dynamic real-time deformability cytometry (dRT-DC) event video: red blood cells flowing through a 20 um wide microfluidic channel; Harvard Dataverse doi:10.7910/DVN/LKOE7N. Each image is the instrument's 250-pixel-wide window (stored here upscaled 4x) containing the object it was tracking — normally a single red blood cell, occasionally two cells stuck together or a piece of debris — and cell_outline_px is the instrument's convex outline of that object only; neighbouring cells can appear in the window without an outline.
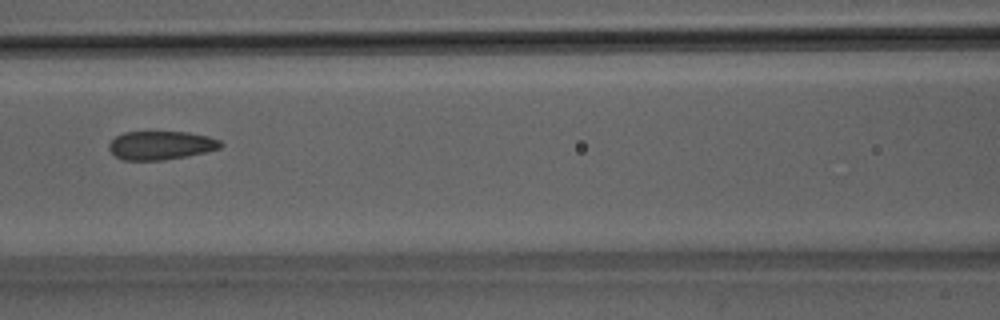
{"species": "Egyptian fruit bat (a non-hibernating species)", "species_latin": "Rousettus aegyptiacus", "temperature_condition": "room temperature", "stored_images_in_passage": 50, "camera_frame_rate_fps": 3000, "um_per_image_px": 0.085, "animal": {"sex": "male"}, "frame": {"image": 1, "passage_image": 23, "time_ms": 7.333, "image_size_px": [1000, 320], "cell_outline_px": [[224, 144], [220, 148], [188, 156], [160, 160], [124, 160], [116, 156], [108, 148], [108, 144], [116, 136], [124, 132], [188, 132], [208, 136], [220, 140]], "centroid_in_image_um": [13.68, 12.35], "position_along_channel_um": 152.9, "area_um2": 18.55}}
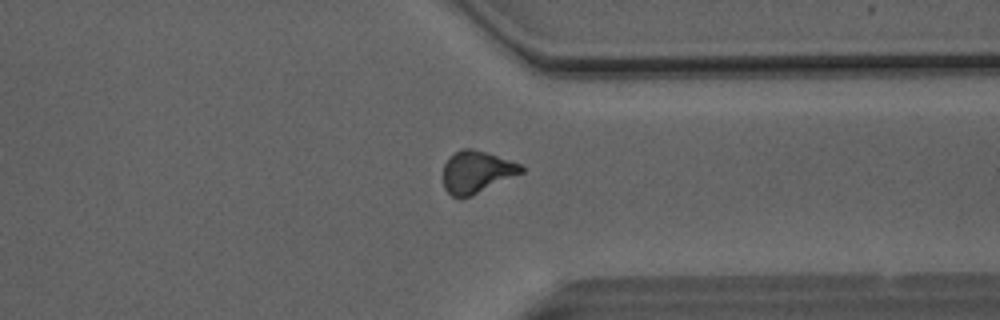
{"frame": {"image": 2, "passage_image": 39, "time_ms": 12.667, "image_size_px": [1000, 320], "cell_outline_px": [[524, 172], [460, 200], [452, 196], [444, 188], [444, 164], [456, 152], [464, 148], [472, 148], [520, 164], [524, 168]], "centroid_in_image_um": [40.49, 14.64], "position_along_channel_um": 370.9, "area_um2": 18.73}}
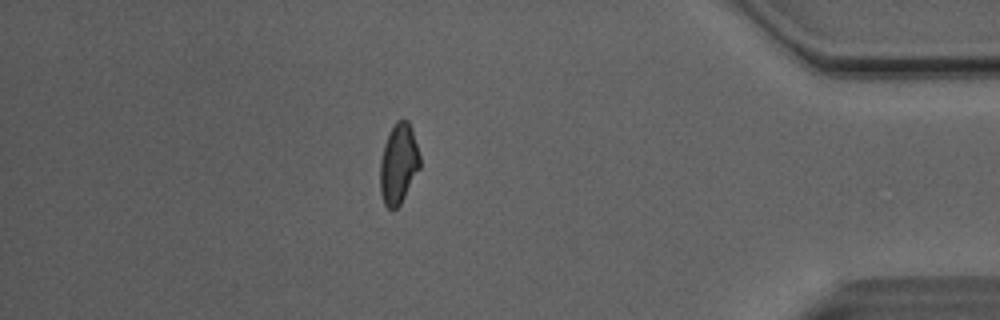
{"frame": {"image": 3, "passage_image": 44, "time_ms": 14.333, "image_size_px": [1000, 320], "cell_outline_px": [[420, 168], [400, 204], [392, 212], [384, 204], [380, 192], [380, 164], [384, 144], [396, 120], [408, 120], [412, 128], [420, 156]], "centroid_in_image_um": [33.87, 13.94], "position_along_channel_um": 401.3, "area_um2": 18.55}, "authors_computed_cell_mechanics": {"area_um2": 19.1896, "velocity_mm_per_s": 4.1157, "shape_relaxation_time_tau1_ms": null, "shape_relaxation_time_tau2_ms": 1.6079, "deformation_change_tau1": null, "deformation_change_tau2": 0.0765}}